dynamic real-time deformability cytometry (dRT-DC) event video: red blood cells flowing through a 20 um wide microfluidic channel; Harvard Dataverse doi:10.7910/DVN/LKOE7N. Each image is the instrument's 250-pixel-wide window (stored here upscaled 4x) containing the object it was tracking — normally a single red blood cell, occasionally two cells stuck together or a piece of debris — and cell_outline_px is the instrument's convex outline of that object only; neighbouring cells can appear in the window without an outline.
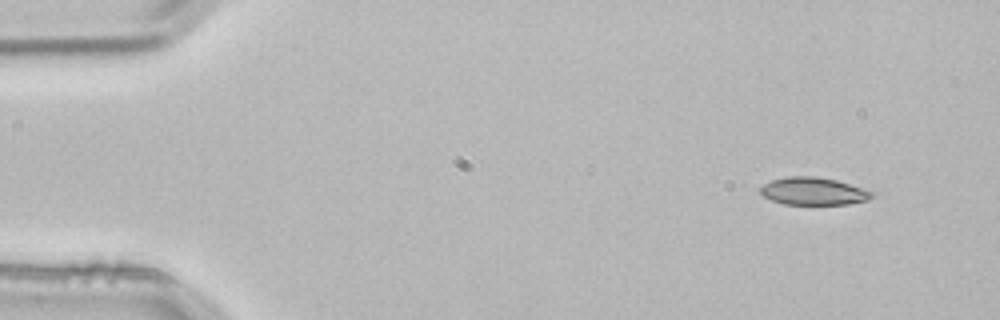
{"species": "common noctule bat (a hibernating species)", "species_latin": "Nyctalus noctula", "temperature_condition": "room temperature", "stored_images_in_passage": 2, "camera_frame_rate_fps": 3000, "um_per_image_px": 0.085, "animal": {"sex": "male", "body_mass_g": 21.5, "forearm_length_mm": 52.0}, "frame": {"image": 1, "passage_image": 1, "time_ms": 0.0, "image_size_px": [1000, 320], "cell_outline_px": [[872, 196], [868, 200], [848, 204], [784, 204], [772, 200], [764, 196], [760, 192], [760, 188], [764, 184], [772, 180], [788, 176], [816, 176], [836, 180], [872, 192]], "centroid_in_image_um": [69.1, 16.25], "position_along_channel_um": 15.9, "area_um2": 17.63}}